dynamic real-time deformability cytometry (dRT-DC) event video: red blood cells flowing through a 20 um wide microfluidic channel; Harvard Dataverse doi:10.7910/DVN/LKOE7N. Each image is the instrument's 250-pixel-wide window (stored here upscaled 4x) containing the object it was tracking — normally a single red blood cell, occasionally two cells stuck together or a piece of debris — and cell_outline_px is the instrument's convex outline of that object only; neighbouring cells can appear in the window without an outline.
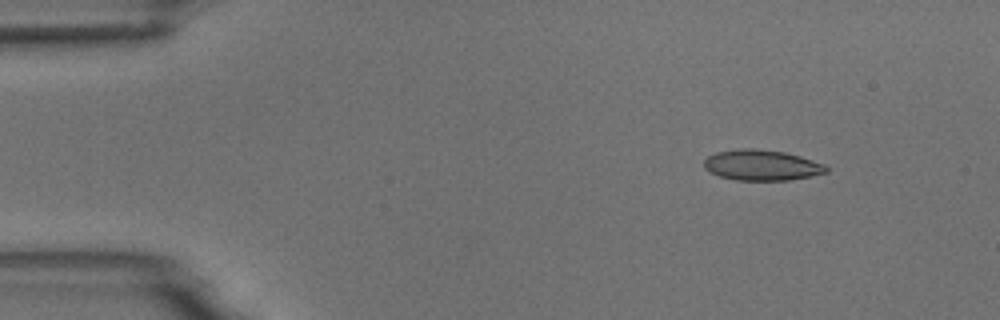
{"species": "common noctule bat (a hibernating species)", "species_latin": "Nyctalus noctula", "temperature_condition": "room temperature", "stored_images_in_passage": 7, "camera_frame_rate_fps": 3000, "um_per_image_px": 0.085, "animal": {"sex": "male", "body_mass_g": 18.8}, "frame": {"image": 1, "passage_image": 2, "time_ms": 1.333, "image_size_px": [1000, 320], "cell_outline_px": [[828, 172], [788, 180], [736, 180], [720, 176], [708, 172], [704, 168], [704, 160], [708, 156], [716, 152], [740, 148], [752, 148], [784, 152], [800, 156], [824, 164], [828, 168]], "centroid_in_image_um": [64.71, 14.03], "position_along_channel_um": 20.3, "area_um2": 21.73}}
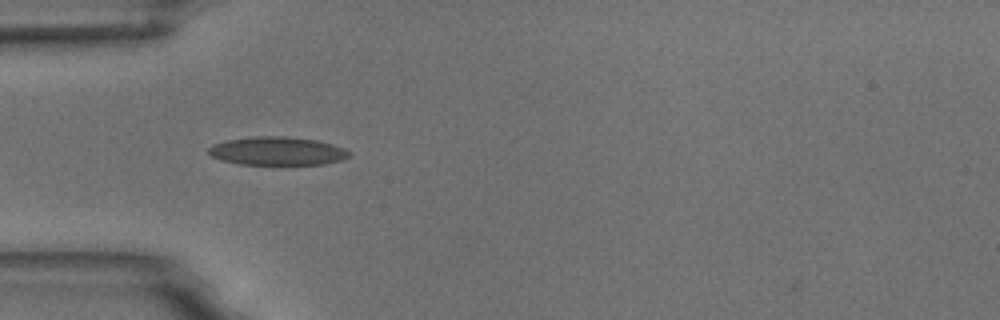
{"frame": {"image": 2, "passage_image": 5, "time_ms": 4.667, "image_size_px": [1000, 320], "cell_outline_px": [[352, 152], [344, 160], [324, 164], [284, 168], [272, 168], [240, 164], [220, 160], [212, 156], [208, 152], [208, 148], [212, 144], [228, 140], [252, 136], [288, 136], [316, 140], [332, 144], [344, 148]], "centroid_in_image_um": [23.6, 12.9], "position_along_channel_um": 61.4, "area_um2": 24.74}}